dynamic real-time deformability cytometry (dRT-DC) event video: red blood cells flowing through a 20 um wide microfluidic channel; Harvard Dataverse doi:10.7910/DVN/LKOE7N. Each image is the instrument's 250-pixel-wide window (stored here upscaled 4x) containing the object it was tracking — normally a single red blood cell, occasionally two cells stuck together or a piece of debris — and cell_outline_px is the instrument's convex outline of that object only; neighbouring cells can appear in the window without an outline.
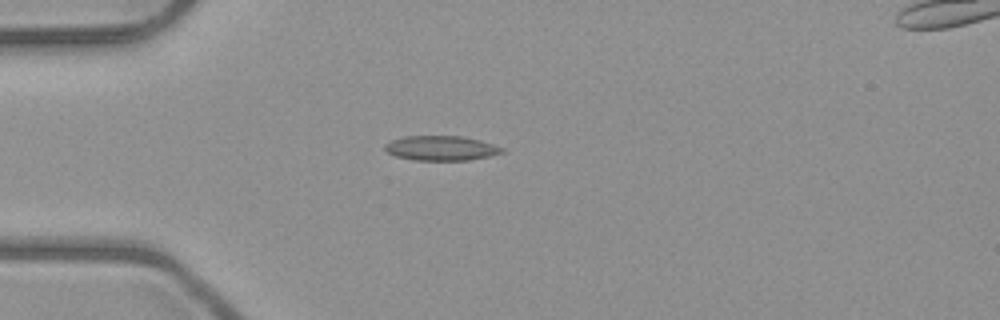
{"species": "common noctule bat (a hibernating species)", "species_latin": "Nyctalus noctula", "temperature_condition": "room temperature", "stored_images_in_passage": 5, "camera_frame_rate_fps": 3000, "um_per_image_px": 0.085, "animal": {"sex": "male", "body_mass_g": 23.1, "forearm_length_mm": 52.7}, "frame": {"image": 1, "passage_image": 5, "time_ms": 4.667, "image_size_px": [1000, 320], "cell_outline_px": [[504, 152], [488, 156], [468, 160], [416, 160], [396, 156], [388, 152], [384, 148], [384, 144], [392, 140], [404, 136], [460, 136], [480, 140], [504, 148]], "centroid_in_image_um": [37.48, 12.59], "position_along_channel_um": 47.5, "area_um2": 16.7}}